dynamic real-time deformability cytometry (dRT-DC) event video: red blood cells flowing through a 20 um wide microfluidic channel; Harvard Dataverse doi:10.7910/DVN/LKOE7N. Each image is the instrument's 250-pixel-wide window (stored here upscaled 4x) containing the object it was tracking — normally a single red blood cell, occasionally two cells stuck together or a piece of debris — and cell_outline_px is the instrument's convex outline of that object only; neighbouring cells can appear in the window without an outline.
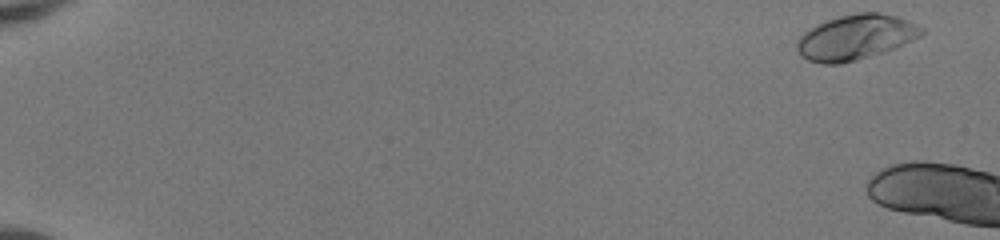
{"species": "human", "species_latin": "Homo sapiens", "temperature_condition": "room temperature", "stored_images_in_passage": 5, "camera_frame_rate_fps": 3000, "um_per_image_px": 0.085, "donor": {"sex": "female"}, "frame": {"image": 1, "passage_image": 1, "time_ms": 0.0, "image_size_px": [1000, 240], "cell_outline_px": [[924, 32], [920, 36], [912, 40], [884, 52], [856, 60], [840, 64], [820, 64], [808, 60], [800, 56], [796, 48], [796, 40], [804, 32], [816, 24], [840, 16], [856, 12], [880, 12], [896, 16], [908, 20], [924, 28]], "centroid_in_image_um": [72.7, 3.17], "position_along_channel_um": 12.3, "area_um2": 32.83}}